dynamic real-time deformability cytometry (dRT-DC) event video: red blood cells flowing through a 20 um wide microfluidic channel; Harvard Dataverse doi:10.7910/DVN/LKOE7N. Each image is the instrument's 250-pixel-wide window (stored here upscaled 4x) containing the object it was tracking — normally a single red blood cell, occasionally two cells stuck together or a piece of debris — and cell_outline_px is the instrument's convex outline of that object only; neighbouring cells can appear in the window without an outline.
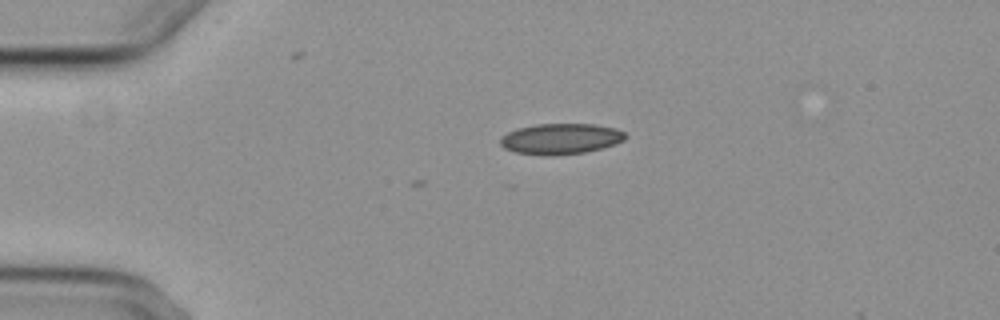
{"species": "common noctule bat (a hibernating species)", "species_latin": "Nyctalus noctula", "temperature_condition": "cold", "stored_images_in_passage": 2, "camera_frame_rate_fps": 3000, "um_per_image_px": 0.085, "animal": {"sex": "female", "body_mass_g": 29.2, "forearm_length_mm": 56.3}, "frame": {"image": 1, "passage_image": 1, "time_ms": 0.0, "image_size_px": [1000, 320], "cell_outline_px": [[628, 136], [624, 140], [616, 144], [584, 152], [552, 156], [544, 156], [516, 152], [504, 148], [500, 144], [500, 136], [516, 128], [536, 124], [596, 124], [616, 128], [624, 132]], "centroid_in_image_um": [47.65, 11.79], "position_along_channel_um": 37.4, "area_um2": 22.6}}